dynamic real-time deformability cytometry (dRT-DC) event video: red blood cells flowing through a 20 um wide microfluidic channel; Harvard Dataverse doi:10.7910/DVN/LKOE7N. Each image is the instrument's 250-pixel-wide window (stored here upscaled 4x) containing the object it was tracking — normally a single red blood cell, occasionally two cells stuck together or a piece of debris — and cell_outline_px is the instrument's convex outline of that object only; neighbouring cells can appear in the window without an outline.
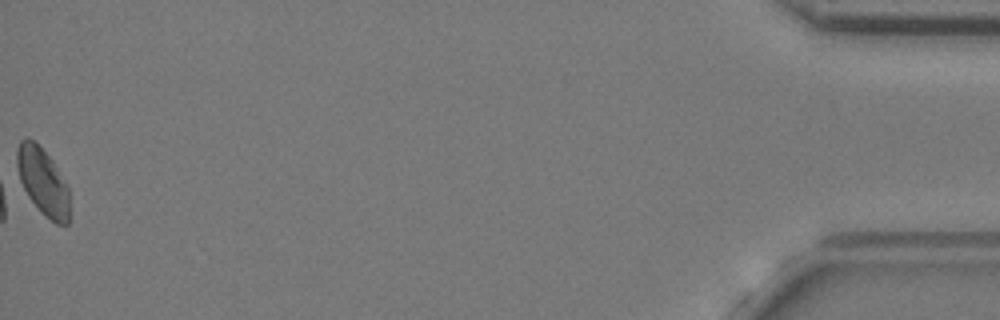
{"species": "common noctule bat (a hibernating species)", "species_latin": "Nyctalus noctula", "temperature_condition": "cold", "stored_images_in_passage": 58, "camera_frame_rate_fps": 3000, "um_per_image_px": 0.085, "animal": {"sex": "female", "body_mass_g": 24.6, "forearm_length_mm": 56.2}, "frame": {"image": 1, "passage_image": 58, "time_ms": 19.0, "image_size_px": [1000, 320], "cell_outline_px": [[68, 224], [56, 224], [44, 216], [28, 196], [16, 180], [16, 148], [20, 140], [24, 136], [28, 136], [52, 160], [68, 188]], "centroid_in_image_um": [3.56, 15.41], "position_along_channel_um": 431.6, "area_um2": 20.75}, "authors_computed_cell_mechanics": {"area_um2": 20.4034, "velocity_mm_per_s": 3.6111, "shape_relaxation_time_tau1_ms": 7.5163, "shape_relaxation_time_tau2_ms": 2.0323, "deformation_change_tau1": 0.0831, "deformation_change_tau2": 0.0702}}